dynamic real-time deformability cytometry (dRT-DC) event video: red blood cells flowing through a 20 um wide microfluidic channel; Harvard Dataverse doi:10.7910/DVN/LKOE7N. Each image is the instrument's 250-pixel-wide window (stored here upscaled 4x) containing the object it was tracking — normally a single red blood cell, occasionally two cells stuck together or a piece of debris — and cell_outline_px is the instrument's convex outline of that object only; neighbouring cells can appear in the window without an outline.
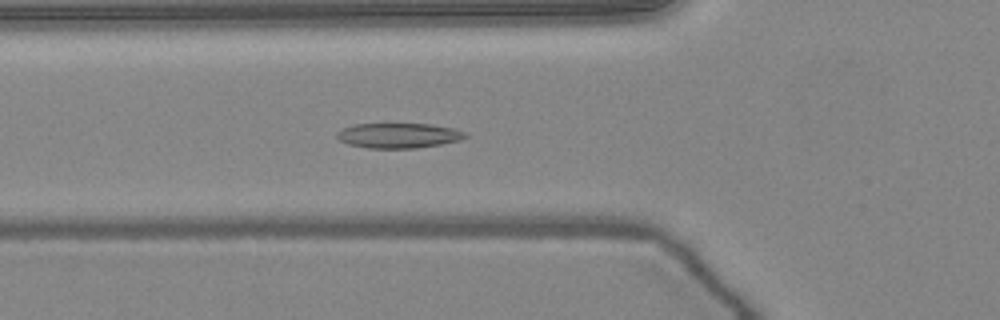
{"species": "common noctule bat (a hibernating species)", "species_latin": "Nyctalus noctula", "temperature_condition": "warm", "stored_images_in_passage": 50, "camera_frame_rate_fps": 3000, "um_per_image_px": 0.085, "animal": {"sex": "female", "body_mass_g": 24.6, "forearm_length_mm": 56.2}, "frame": {"image": 1, "passage_image": 18, "time_ms": 5.667, "image_size_px": [1000, 320], "cell_outline_px": [[468, 136], [460, 140], [440, 144], [416, 148], [368, 148], [348, 144], [340, 140], [336, 136], [336, 132], [340, 128], [356, 124], [432, 124], [452, 128], [464, 132]], "centroid_in_image_um": [33.84, 11.52], "position_along_channel_um": 92.0, "area_um2": 18.67}}
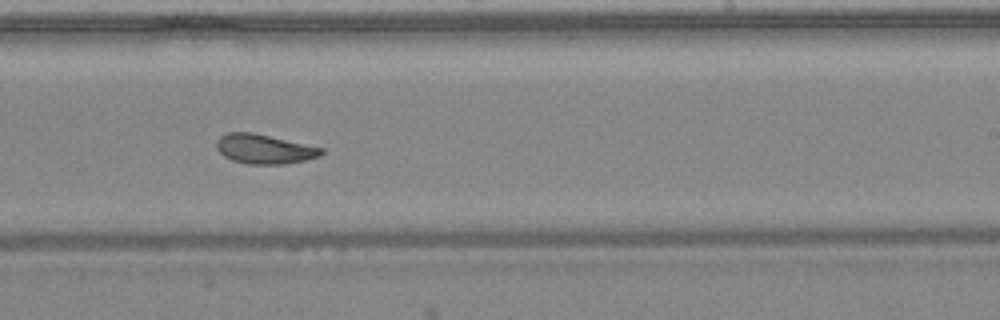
{"frame": {"image": 2, "passage_image": 31, "time_ms": 10.0, "image_size_px": [1000, 320], "cell_outline_px": [[324, 152], [320, 156], [308, 160], [284, 164], [248, 164], [232, 160], [224, 156], [216, 148], [216, 140], [220, 136], [228, 132], [252, 132], [324, 148]], "centroid_in_image_um": [22.47, 12.67], "position_along_channel_um": 266.5, "area_um2": 18.09}}
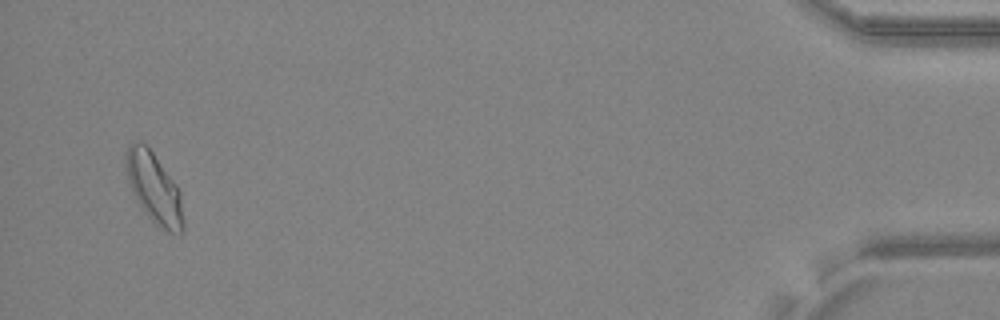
{"frame": {"image": 3, "passage_image": 49, "time_ms": 16.0, "image_size_px": [1000, 320], "cell_outline_px": [[184, 228], [180, 236], [168, 232], [160, 228], [140, 208], [132, 192], [128, 180], [124, 160], [128, 144], [136, 140], [140, 140], [148, 144], [176, 184], [180, 192], [184, 224]], "centroid_in_image_um": [13.09, 15.96], "position_along_channel_um": 422.1, "area_um2": 24.16}, "authors_computed_cell_mechanics": {"area_um2": 19.0451, "velocity_mm_per_s": 4.0158, "shape_relaxation_time_tau1_ms": 5.8519, "shape_relaxation_time_tau2_ms": 4.3403, "deformation_change_tau1": 0.1518, "deformation_change_tau2": 0.107}}